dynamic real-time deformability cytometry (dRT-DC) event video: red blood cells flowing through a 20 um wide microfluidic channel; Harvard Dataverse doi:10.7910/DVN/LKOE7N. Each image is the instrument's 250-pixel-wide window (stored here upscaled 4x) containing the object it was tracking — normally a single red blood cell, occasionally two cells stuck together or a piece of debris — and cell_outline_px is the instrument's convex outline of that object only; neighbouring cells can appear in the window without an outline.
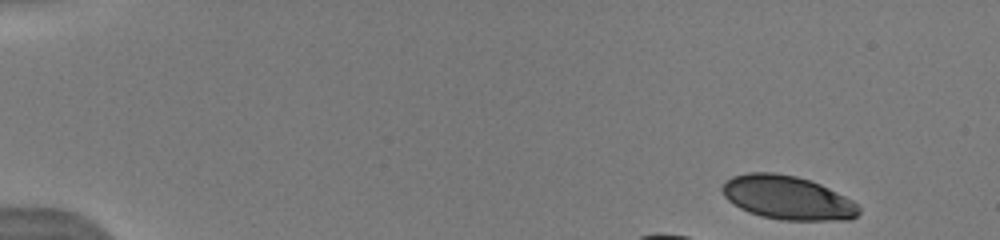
{"species": "human", "species_latin": "Homo sapiens", "temperature_condition": "warm", "stored_images_in_passage": 10, "camera_frame_rate_fps": 3000, "um_per_image_px": 0.085, "donor": {"sex": "male"}, "frame": {"image": 1, "passage_image": 1, "time_ms": 0.0, "image_size_px": [1000, 240], "cell_outline_px": [[860, 212], [852, 220], [780, 220], [760, 216], [748, 212], [740, 208], [728, 200], [724, 196], [720, 188], [732, 176], [748, 172], [772, 172], [796, 176], [812, 180], [852, 200], [860, 208]], "centroid_in_image_um": [66.93, 16.81], "position_along_channel_um": 18.1, "area_um2": 34.91}}